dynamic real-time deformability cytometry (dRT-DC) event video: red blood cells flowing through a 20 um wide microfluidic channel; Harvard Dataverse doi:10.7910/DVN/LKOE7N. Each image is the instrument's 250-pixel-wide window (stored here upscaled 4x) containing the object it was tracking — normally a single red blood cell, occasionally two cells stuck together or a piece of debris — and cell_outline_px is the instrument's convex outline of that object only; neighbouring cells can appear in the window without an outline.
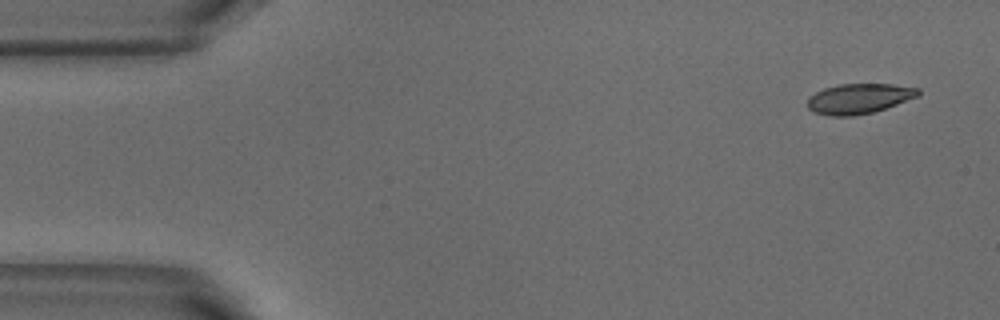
{"species": "common noctule bat (a hibernating species)", "species_latin": "Nyctalus noctula", "temperature_condition": "warm", "stored_images_in_passage": 4, "camera_frame_rate_fps": 3000, "um_per_image_px": 0.085, "animal": {"sex": "male", "body_mass_g": 18.8}, "frame": {"image": 1, "passage_image": 1, "time_ms": 0.0, "image_size_px": [1000, 320], "cell_outline_px": [[920, 96], [872, 112], [852, 116], [832, 116], [812, 112], [804, 104], [808, 96], [824, 88], [840, 84], [892, 84], [920, 88]], "centroid_in_image_um": [72.97, 8.38], "position_along_channel_um": 12.0, "area_um2": 19.59}}
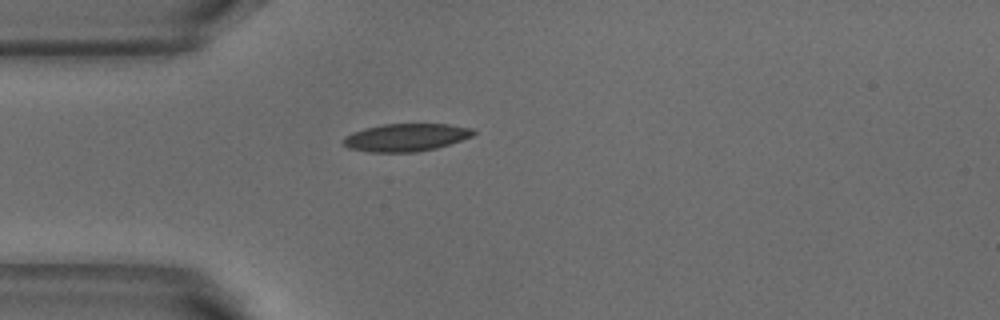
{"frame": {"image": 2, "passage_image": 4, "time_ms": 1.0, "image_size_px": [1000, 320], "cell_outline_px": [[476, 132], [472, 136], [436, 148], [416, 152], [368, 152], [348, 148], [344, 144], [344, 136], [352, 132], [364, 128], [384, 124], [448, 124], [472, 128]], "centroid_in_image_um": [34.48, 11.68], "position_along_channel_um": 50.5, "area_um2": 20.92}}